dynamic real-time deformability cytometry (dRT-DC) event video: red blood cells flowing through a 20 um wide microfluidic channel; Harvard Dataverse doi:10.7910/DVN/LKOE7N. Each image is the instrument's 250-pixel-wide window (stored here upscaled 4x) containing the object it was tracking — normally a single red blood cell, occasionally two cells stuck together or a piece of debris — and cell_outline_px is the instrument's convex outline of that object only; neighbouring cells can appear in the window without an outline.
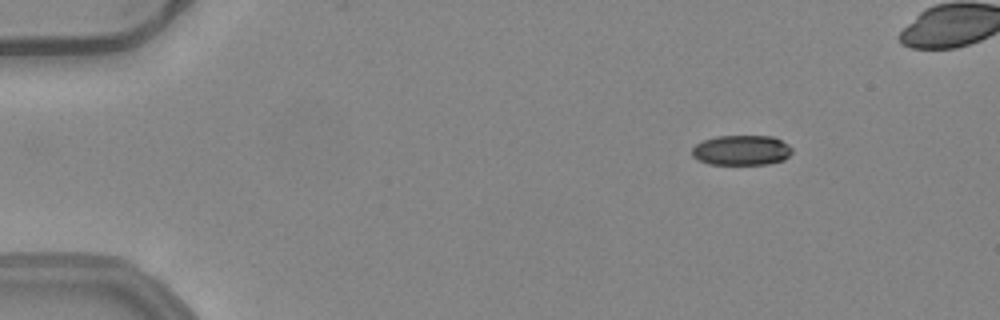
{"species": "common noctule bat (a hibernating species)", "species_latin": "Nyctalus noctula", "temperature_condition": "warm", "stored_images_in_passage": 51, "camera_frame_rate_fps": 3000, "um_per_image_px": 0.085, "animal": {"sex": "female", "body_mass_g": 24.6, "forearm_length_mm": 56.2}, "frame": {"image": 1, "passage_image": 8, "time_ms": 2.333, "image_size_px": [1000, 320], "cell_outline_px": [[792, 152], [784, 160], [768, 164], [708, 164], [692, 156], [692, 148], [696, 144], [704, 140], [716, 136], [772, 136], [788, 144], [792, 148]], "centroid_in_image_um": [63.03, 12.77], "position_along_channel_um": 22.0, "area_um2": 17.51}}
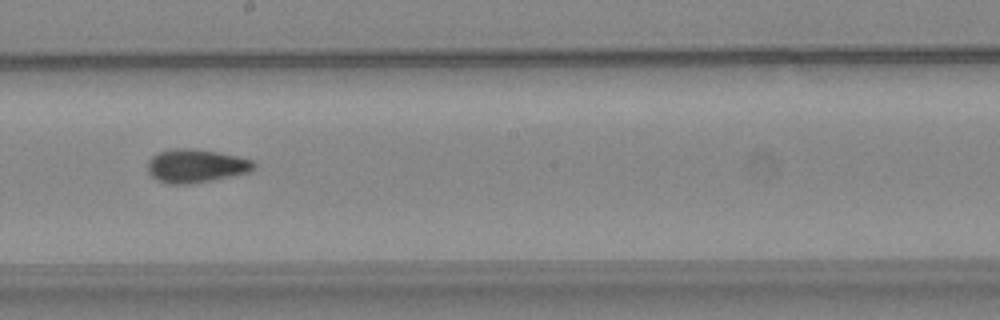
{"frame": {"image": 2, "passage_image": 31, "time_ms": 10.0, "image_size_px": [1000, 320], "cell_outline_px": [[256, 168], [248, 172], [232, 176], [212, 180], [188, 184], [168, 184], [156, 180], [148, 172], [148, 160], [152, 156], [160, 152], [172, 148], [192, 148], [216, 152], [236, 156], [252, 160], [256, 164]], "centroid_in_image_um": [16.64, 14.1], "position_along_channel_um": 231.6, "area_um2": 20.69}}
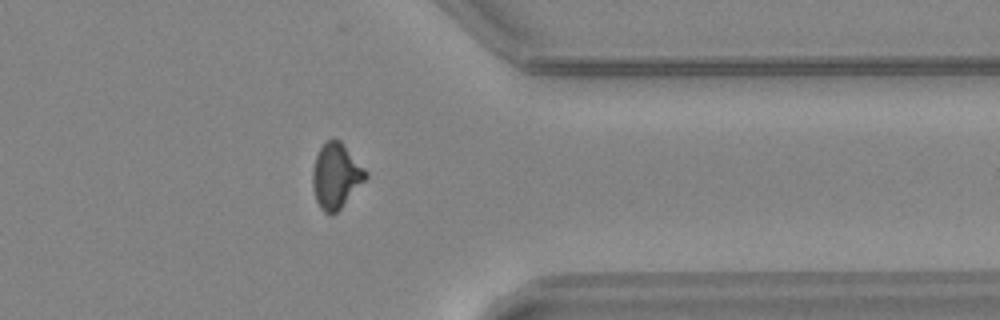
{"frame": {"image": 3, "passage_image": 43, "time_ms": 14.0, "image_size_px": [1000, 320], "cell_outline_px": [[368, 176], [340, 208], [332, 216], [324, 212], [320, 208], [316, 200], [312, 184], [312, 168], [316, 156], [320, 148], [328, 140], [340, 140], [368, 172]], "centroid_in_image_um": [28.54, 14.96], "position_along_channel_um": 382.9, "area_um2": 19.88}, "authors_computed_cell_mechanics": {"area_um2": 19.652, "velocity_mm_per_s": 3.9949, "shape_relaxation_time_tau1_ms": 10.336, "shape_relaxation_time_tau2_ms": 2.0077, "deformation_change_tau1": 0.226, "deformation_change_tau2": 0.0747}}